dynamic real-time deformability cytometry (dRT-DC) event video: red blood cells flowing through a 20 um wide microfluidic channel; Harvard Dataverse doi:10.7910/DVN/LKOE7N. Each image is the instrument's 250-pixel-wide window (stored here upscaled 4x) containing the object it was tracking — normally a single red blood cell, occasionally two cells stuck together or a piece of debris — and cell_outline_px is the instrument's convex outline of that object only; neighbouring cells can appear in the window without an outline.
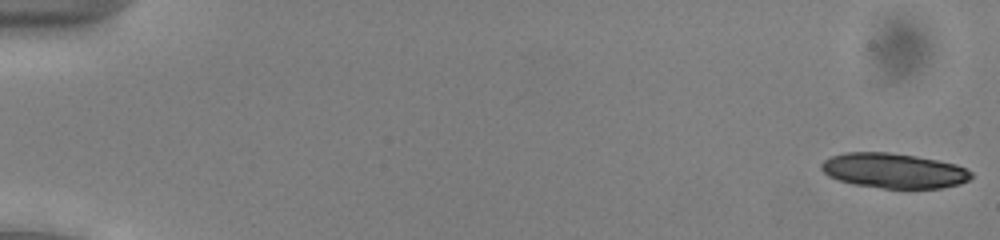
{"species": "common noctule bat (a hibernating species)", "species_latin": "Nyctalus noctula", "temperature_condition": "cold", "stored_images_in_passage": 54, "camera_frame_rate_fps": 3000, "um_per_image_px": 0.085, "animal": {"sex": "male", "body_mass_g": 13.0, "forearm_length_mm": 53.1}, "frame": {"image": 1, "passage_image": 1, "time_ms": 0.0, "image_size_px": [1000, 240], "cell_outline_px": [[972, 176], [968, 180], [960, 184], [940, 188], [884, 188], [852, 184], [828, 176], [820, 168], [820, 164], [824, 160], [832, 156], [844, 152], [888, 152], [916, 156], [956, 164], [972, 172]], "centroid_in_image_um": [75.95, 14.5], "position_along_channel_um": 9.0, "area_um2": 30.46}}
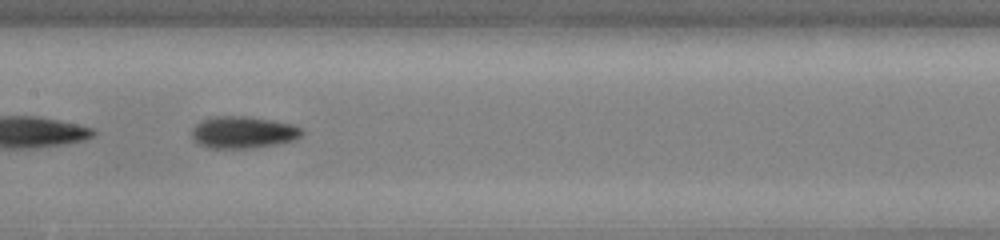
{"frame": {"image": 2, "passage_image": 28, "time_ms": 9.0, "image_size_px": [1000, 240], "cell_outline_px": [[304, 132], [296, 140], [276, 144], [248, 148], [212, 148], [200, 144], [192, 136], [192, 128], [200, 120], [208, 116], [248, 116], [272, 120], [292, 124], [300, 128]], "centroid_in_image_um": [20.66, 11.23], "position_along_channel_um": 186.7, "area_um2": 20.52}}
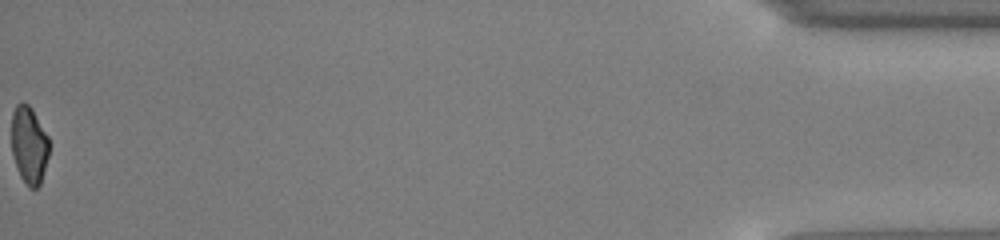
{"frame": {"image": 3, "passage_image": 54, "time_ms": 17.667, "image_size_px": [1000, 240], "cell_outline_px": [[48, 156], [40, 184], [36, 188], [28, 188], [20, 176], [12, 152], [12, 112], [16, 104], [24, 100], [32, 108], [48, 136]], "centroid_in_image_um": [2.46, 12.29], "position_along_channel_um": 432.7, "area_um2": 16.94}, "authors_computed_cell_mechanics": {"area_um2": 20.0855, "velocity_mm_per_s": 3.9261, "shape_relaxation_time_tau1_ms": 3.6672, "shape_relaxation_time_tau2_ms": 2.9004, "deformation_change_tau1": 0.1079, "deformation_change_tau2": 0.0953}}